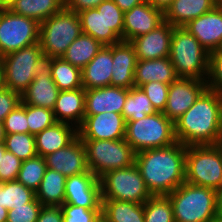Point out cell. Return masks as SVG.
<instances>
[{"mask_svg": "<svg viewBox=\"0 0 222 222\" xmlns=\"http://www.w3.org/2000/svg\"><path fill=\"white\" fill-rule=\"evenodd\" d=\"M104 0H65V8L78 13L85 9L96 8Z\"/></svg>", "mask_w": 222, "mask_h": 222, "instance_id": "c3c4849f", "label": "cell"}, {"mask_svg": "<svg viewBox=\"0 0 222 222\" xmlns=\"http://www.w3.org/2000/svg\"><path fill=\"white\" fill-rule=\"evenodd\" d=\"M218 4L219 0H173L164 12V21L174 27H183Z\"/></svg>", "mask_w": 222, "mask_h": 222, "instance_id": "484cf974", "label": "cell"}, {"mask_svg": "<svg viewBox=\"0 0 222 222\" xmlns=\"http://www.w3.org/2000/svg\"><path fill=\"white\" fill-rule=\"evenodd\" d=\"M86 150L88 169L101 178L105 173L135 163V152L125 139L82 140Z\"/></svg>", "mask_w": 222, "mask_h": 222, "instance_id": "ba28073f", "label": "cell"}, {"mask_svg": "<svg viewBox=\"0 0 222 222\" xmlns=\"http://www.w3.org/2000/svg\"><path fill=\"white\" fill-rule=\"evenodd\" d=\"M42 204L35 198L32 202L8 210L7 222H36Z\"/></svg>", "mask_w": 222, "mask_h": 222, "instance_id": "b9f144b4", "label": "cell"}, {"mask_svg": "<svg viewBox=\"0 0 222 222\" xmlns=\"http://www.w3.org/2000/svg\"><path fill=\"white\" fill-rule=\"evenodd\" d=\"M112 45L103 46L97 55L81 70L85 90L110 86L112 76Z\"/></svg>", "mask_w": 222, "mask_h": 222, "instance_id": "603a6c76", "label": "cell"}, {"mask_svg": "<svg viewBox=\"0 0 222 222\" xmlns=\"http://www.w3.org/2000/svg\"><path fill=\"white\" fill-rule=\"evenodd\" d=\"M106 33H116L123 41L124 12L113 0H105Z\"/></svg>", "mask_w": 222, "mask_h": 222, "instance_id": "7bdbcfd3", "label": "cell"}, {"mask_svg": "<svg viewBox=\"0 0 222 222\" xmlns=\"http://www.w3.org/2000/svg\"><path fill=\"white\" fill-rule=\"evenodd\" d=\"M184 27L206 51H216L222 43V6L216 5L209 12L190 20Z\"/></svg>", "mask_w": 222, "mask_h": 222, "instance_id": "2e32d148", "label": "cell"}, {"mask_svg": "<svg viewBox=\"0 0 222 222\" xmlns=\"http://www.w3.org/2000/svg\"><path fill=\"white\" fill-rule=\"evenodd\" d=\"M102 222H144V204L102 199Z\"/></svg>", "mask_w": 222, "mask_h": 222, "instance_id": "f1b7e54d", "label": "cell"}, {"mask_svg": "<svg viewBox=\"0 0 222 222\" xmlns=\"http://www.w3.org/2000/svg\"><path fill=\"white\" fill-rule=\"evenodd\" d=\"M212 222H222V216H219L216 214V217L214 218Z\"/></svg>", "mask_w": 222, "mask_h": 222, "instance_id": "91938a15", "label": "cell"}, {"mask_svg": "<svg viewBox=\"0 0 222 222\" xmlns=\"http://www.w3.org/2000/svg\"><path fill=\"white\" fill-rule=\"evenodd\" d=\"M174 26L164 21L156 29L147 34L136 37L130 41L139 60H153L169 57L171 35Z\"/></svg>", "mask_w": 222, "mask_h": 222, "instance_id": "ac0fdd59", "label": "cell"}, {"mask_svg": "<svg viewBox=\"0 0 222 222\" xmlns=\"http://www.w3.org/2000/svg\"><path fill=\"white\" fill-rule=\"evenodd\" d=\"M83 34L92 36L103 46H110L121 42L116 33H106L105 0L96 8L78 12Z\"/></svg>", "mask_w": 222, "mask_h": 222, "instance_id": "4316f807", "label": "cell"}, {"mask_svg": "<svg viewBox=\"0 0 222 222\" xmlns=\"http://www.w3.org/2000/svg\"><path fill=\"white\" fill-rule=\"evenodd\" d=\"M78 136V129L68 123L56 122L35 135L36 152L45 157L66 147Z\"/></svg>", "mask_w": 222, "mask_h": 222, "instance_id": "cb8c5ba5", "label": "cell"}, {"mask_svg": "<svg viewBox=\"0 0 222 222\" xmlns=\"http://www.w3.org/2000/svg\"><path fill=\"white\" fill-rule=\"evenodd\" d=\"M35 192L19 181L0 182V206L7 210L32 202Z\"/></svg>", "mask_w": 222, "mask_h": 222, "instance_id": "836d02e7", "label": "cell"}, {"mask_svg": "<svg viewBox=\"0 0 222 222\" xmlns=\"http://www.w3.org/2000/svg\"><path fill=\"white\" fill-rule=\"evenodd\" d=\"M217 215L222 216V187L216 190Z\"/></svg>", "mask_w": 222, "mask_h": 222, "instance_id": "816d5d0a", "label": "cell"}, {"mask_svg": "<svg viewBox=\"0 0 222 222\" xmlns=\"http://www.w3.org/2000/svg\"><path fill=\"white\" fill-rule=\"evenodd\" d=\"M5 151H6V148H5L4 142H0V161H1L2 156L4 155Z\"/></svg>", "mask_w": 222, "mask_h": 222, "instance_id": "6f0895ef", "label": "cell"}, {"mask_svg": "<svg viewBox=\"0 0 222 222\" xmlns=\"http://www.w3.org/2000/svg\"><path fill=\"white\" fill-rule=\"evenodd\" d=\"M164 22V12L153 7L148 2L134 6L124 12L123 41L147 34Z\"/></svg>", "mask_w": 222, "mask_h": 222, "instance_id": "e0dca14e", "label": "cell"}, {"mask_svg": "<svg viewBox=\"0 0 222 222\" xmlns=\"http://www.w3.org/2000/svg\"><path fill=\"white\" fill-rule=\"evenodd\" d=\"M154 113L156 110L144 91L138 87L130 88L122 109L124 120H139Z\"/></svg>", "mask_w": 222, "mask_h": 222, "instance_id": "d6a6232c", "label": "cell"}, {"mask_svg": "<svg viewBox=\"0 0 222 222\" xmlns=\"http://www.w3.org/2000/svg\"><path fill=\"white\" fill-rule=\"evenodd\" d=\"M103 45L92 36L81 33L67 48L62 58L81 70L97 55Z\"/></svg>", "mask_w": 222, "mask_h": 222, "instance_id": "4dcf8cb0", "label": "cell"}, {"mask_svg": "<svg viewBox=\"0 0 222 222\" xmlns=\"http://www.w3.org/2000/svg\"><path fill=\"white\" fill-rule=\"evenodd\" d=\"M174 133L184 146L214 145L222 135V95L207 88L174 122Z\"/></svg>", "mask_w": 222, "mask_h": 222, "instance_id": "7a4b0ae2", "label": "cell"}, {"mask_svg": "<svg viewBox=\"0 0 222 222\" xmlns=\"http://www.w3.org/2000/svg\"><path fill=\"white\" fill-rule=\"evenodd\" d=\"M169 59L178 77L207 81L210 53L184 26L174 27Z\"/></svg>", "mask_w": 222, "mask_h": 222, "instance_id": "3957f363", "label": "cell"}, {"mask_svg": "<svg viewBox=\"0 0 222 222\" xmlns=\"http://www.w3.org/2000/svg\"><path fill=\"white\" fill-rule=\"evenodd\" d=\"M125 128L126 121L119 113L85 115L78 136L81 140H120L125 138Z\"/></svg>", "mask_w": 222, "mask_h": 222, "instance_id": "5bb4252c", "label": "cell"}, {"mask_svg": "<svg viewBox=\"0 0 222 222\" xmlns=\"http://www.w3.org/2000/svg\"><path fill=\"white\" fill-rule=\"evenodd\" d=\"M206 89L207 81L178 77L169 86L163 114L174 123Z\"/></svg>", "mask_w": 222, "mask_h": 222, "instance_id": "7c38bea8", "label": "cell"}, {"mask_svg": "<svg viewBox=\"0 0 222 222\" xmlns=\"http://www.w3.org/2000/svg\"><path fill=\"white\" fill-rule=\"evenodd\" d=\"M3 86V76H2V62L0 59V87Z\"/></svg>", "mask_w": 222, "mask_h": 222, "instance_id": "680465c9", "label": "cell"}, {"mask_svg": "<svg viewBox=\"0 0 222 222\" xmlns=\"http://www.w3.org/2000/svg\"><path fill=\"white\" fill-rule=\"evenodd\" d=\"M144 222H174L173 208L166 195L151 196L144 203Z\"/></svg>", "mask_w": 222, "mask_h": 222, "instance_id": "8d00e7d4", "label": "cell"}, {"mask_svg": "<svg viewBox=\"0 0 222 222\" xmlns=\"http://www.w3.org/2000/svg\"><path fill=\"white\" fill-rule=\"evenodd\" d=\"M129 89L106 86L85 90V115H96L104 112L122 114Z\"/></svg>", "mask_w": 222, "mask_h": 222, "instance_id": "ffe728a7", "label": "cell"}, {"mask_svg": "<svg viewBox=\"0 0 222 222\" xmlns=\"http://www.w3.org/2000/svg\"><path fill=\"white\" fill-rule=\"evenodd\" d=\"M66 179L63 174L47 168L35 192L36 199L42 205L61 206L65 200Z\"/></svg>", "mask_w": 222, "mask_h": 222, "instance_id": "f546056e", "label": "cell"}, {"mask_svg": "<svg viewBox=\"0 0 222 222\" xmlns=\"http://www.w3.org/2000/svg\"><path fill=\"white\" fill-rule=\"evenodd\" d=\"M99 180L101 199L144 204L152 196L135 163L125 168L109 171Z\"/></svg>", "mask_w": 222, "mask_h": 222, "instance_id": "30bf717a", "label": "cell"}, {"mask_svg": "<svg viewBox=\"0 0 222 222\" xmlns=\"http://www.w3.org/2000/svg\"><path fill=\"white\" fill-rule=\"evenodd\" d=\"M5 148L22 161L37 156L35 135L30 133L6 134Z\"/></svg>", "mask_w": 222, "mask_h": 222, "instance_id": "d590c367", "label": "cell"}, {"mask_svg": "<svg viewBox=\"0 0 222 222\" xmlns=\"http://www.w3.org/2000/svg\"><path fill=\"white\" fill-rule=\"evenodd\" d=\"M39 27L40 24L32 18L0 8V58L39 43Z\"/></svg>", "mask_w": 222, "mask_h": 222, "instance_id": "8fae6325", "label": "cell"}, {"mask_svg": "<svg viewBox=\"0 0 222 222\" xmlns=\"http://www.w3.org/2000/svg\"><path fill=\"white\" fill-rule=\"evenodd\" d=\"M112 76L110 86L130 89L135 87L136 51L130 42L121 41L112 45Z\"/></svg>", "mask_w": 222, "mask_h": 222, "instance_id": "44dd1931", "label": "cell"}, {"mask_svg": "<svg viewBox=\"0 0 222 222\" xmlns=\"http://www.w3.org/2000/svg\"><path fill=\"white\" fill-rule=\"evenodd\" d=\"M113 1L123 12H126L131 10L134 6L145 2L146 0H113Z\"/></svg>", "mask_w": 222, "mask_h": 222, "instance_id": "681fc988", "label": "cell"}, {"mask_svg": "<svg viewBox=\"0 0 222 222\" xmlns=\"http://www.w3.org/2000/svg\"><path fill=\"white\" fill-rule=\"evenodd\" d=\"M64 204L102 209L101 183L90 170L69 176L65 183Z\"/></svg>", "mask_w": 222, "mask_h": 222, "instance_id": "4fadbf2b", "label": "cell"}, {"mask_svg": "<svg viewBox=\"0 0 222 222\" xmlns=\"http://www.w3.org/2000/svg\"><path fill=\"white\" fill-rule=\"evenodd\" d=\"M186 146L180 142L135 154L147 190L152 196L168 195L185 182Z\"/></svg>", "mask_w": 222, "mask_h": 222, "instance_id": "6da1fadb", "label": "cell"}, {"mask_svg": "<svg viewBox=\"0 0 222 222\" xmlns=\"http://www.w3.org/2000/svg\"><path fill=\"white\" fill-rule=\"evenodd\" d=\"M146 2L165 12V10L172 4L173 0H146Z\"/></svg>", "mask_w": 222, "mask_h": 222, "instance_id": "f907efd6", "label": "cell"}, {"mask_svg": "<svg viewBox=\"0 0 222 222\" xmlns=\"http://www.w3.org/2000/svg\"><path fill=\"white\" fill-rule=\"evenodd\" d=\"M216 148L218 149L221 159H222V135L219 137V139L214 144Z\"/></svg>", "mask_w": 222, "mask_h": 222, "instance_id": "db71d44e", "label": "cell"}, {"mask_svg": "<svg viewBox=\"0 0 222 222\" xmlns=\"http://www.w3.org/2000/svg\"><path fill=\"white\" fill-rule=\"evenodd\" d=\"M178 78L175 68L169 57L151 60L137 59L134 85L140 88L142 85L149 82H162L171 84Z\"/></svg>", "mask_w": 222, "mask_h": 222, "instance_id": "d4e9b609", "label": "cell"}, {"mask_svg": "<svg viewBox=\"0 0 222 222\" xmlns=\"http://www.w3.org/2000/svg\"><path fill=\"white\" fill-rule=\"evenodd\" d=\"M5 137H6V133L3 126V122H0V142H4Z\"/></svg>", "mask_w": 222, "mask_h": 222, "instance_id": "11a10c76", "label": "cell"}, {"mask_svg": "<svg viewBox=\"0 0 222 222\" xmlns=\"http://www.w3.org/2000/svg\"><path fill=\"white\" fill-rule=\"evenodd\" d=\"M44 158L47 168L57 171L66 177L89 171L86 150L79 136L66 147L50 153Z\"/></svg>", "mask_w": 222, "mask_h": 222, "instance_id": "9a60e30c", "label": "cell"}, {"mask_svg": "<svg viewBox=\"0 0 222 222\" xmlns=\"http://www.w3.org/2000/svg\"><path fill=\"white\" fill-rule=\"evenodd\" d=\"M3 86L20 95L33 81L37 70L45 63L39 43L2 56Z\"/></svg>", "mask_w": 222, "mask_h": 222, "instance_id": "52a82bcc", "label": "cell"}, {"mask_svg": "<svg viewBox=\"0 0 222 222\" xmlns=\"http://www.w3.org/2000/svg\"><path fill=\"white\" fill-rule=\"evenodd\" d=\"M26 116L29 133L33 135L40 133L57 122L53 110L39 106L26 104Z\"/></svg>", "mask_w": 222, "mask_h": 222, "instance_id": "74e56055", "label": "cell"}, {"mask_svg": "<svg viewBox=\"0 0 222 222\" xmlns=\"http://www.w3.org/2000/svg\"><path fill=\"white\" fill-rule=\"evenodd\" d=\"M22 160L13 153L5 151L0 161V182H9L17 179Z\"/></svg>", "mask_w": 222, "mask_h": 222, "instance_id": "f6af8a7d", "label": "cell"}, {"mask_svg": "<svg viewBox=\"0 0 222 222\" xmlns=\"http://www.w3.org/2000/svg\"><path fill=\"white\" fill-rule=\"evenodd\" d=\"M49 65L45 62L37 70L33 81L21 94V102L53 110L59 93Z\"/></svg>", "mask_w": 222, "mask_h": 222, "instance_id": "d6986e66", "label": "cell"}, {"mask_svg": "<svg viewBox=\"0 0 222 222\" xmlns=\"http://www.w3.org/2000/svg\"><path fill=\"white\" fill-rule=\"evenodd\" d=\"M124 139L135 153L168 147L177 142L174 123L163 112H156L139 120H127Z\"/></svg>", "mask_w": 222, "mask_h": 222, "instance_id": "8992f818", "label": "cell"}, {"mask_svg": "<svg viewBox=\"0 0 222 222\" xmlns=\"http://www.w3.org/2000/svg\"><path fill=\"white\" fill-rule=\"evenodd\" d=\"M3 126L6 134L29 133L26 104L20 102L5 118Z\"/></svg>", "mask_w": 222, "mask_h": 222, "instance_id": "ab89813d", "label": "cell"}, {"mask_svg": "<svg viewBox=\"0 0 222 222\" xmlns=\"http://www.w3.org/2000/svg\"><path fill=\"white\" fill-rule=\"evenodd\" d=\"M185 182L215 190L222 187V159L215 145L186 146Z\"/></svg>", "mask_w": 222, "mask_h": 222, "instance_id": "9c48e42d", "label": "cell"}, {"mask_svg": "<svg viewBox=\"0 0 222 222\" xmlns=\"http://www.w3.org/2000/svg\"><path fill=\"white\" fill-rule=\"evenodd\" d=\"M207 88L222 95V52L210 53Z\"/></svg>", "mask_w": 222, "mask_h": 222, "instance_id": "ee69618b", "label": "cell"}, {"mask_svg": "<svg viewBox=\"0 0 222 222\" xmlns=\"http://www.w3.org/2000/svg\"><path fill=\"white\" fill-rule=\"evenodd\" d=\"M63 222H102V209L62 204Z\"/></svg>", "mask_w": 222, "mask_h": 222, "instance_id": "f35d334b", "label": "cell"}, {"mask_svg": "<svg viewBox=\"0 0 222 222\" xmlns=\"http://www.w3.org/2000/svg\"><path fill=\"white\" fill-rule=\"evenodd\" d=\"M51 70L54 83L60 91L83 87L81 69L61 58L45 59Z\"/></svg>", "mask_w": 222, "mask_h": 222, "instance_id": "1f68e13d", "label": "cell"}, {"mask_svg": "<svg viewBox=\"0 0 222 222\" xmlns=\"http://www.w3.org/2000/svg\"><path fill=\"white\" fill-rule=\"evenodd\" d=\"M46 170L45 158L37 155L31 159L22 161L16 180L36 192Z\"/></svg>", "mask_w": 222, "mask_h": 222, "instance_id": "e575fe53", "label": "cell"}, {"mask_svg": "<svg viewBox=\"0 0 222 222\" xmlns=\"http://www.w3.org/2000/svg\"><path fill=\"white\" fill-rule=\"evenodd\" d=\"M64 7L63 0H14L6 8L14 14L32 18L40 24Z\"/></svg>", "mask_w": 222, "mask_h": 222, "instance_id": "83f0119b", "label": "cell"}, {"mask_svg": "<svg viewBox=\"0 0 222 222\" xmlns=\"http://www.w3.org/2000/svg\"><path fill=\"white\" fill-rule=\"evenodd\" d=\"M214 52H222V43H221L220 47Z\"/></svg>", "mask_w": 222, "mask_h": 222, "instance_id": "94428289", "label": "cell"}, {"mask_svg": "<svg viewBox=\"0 0 222 222\" xmlns=\"http://www.w3.org/2000/svg\"><path fill=\"white\" fill-rule=\"evenodd\" d=\"M173 208L174 222H212L216 217V190L182 183L166 195Z\"/></svg>", "mask_w": 222, "mask_h": 222, "instance_id": "277c9868", "label": "cell"}, {"mask_svg": "<svg viewBox=\"0 0 222 222\" xmlns=\"http://www.w3.org/2000/svg\"><path fill=\"white\" fill-rule=\"evenodd\" d=\"M21 102V95L4 86L0 87V122Z\"/></svg>", "mask_w": 222, "mask_h": 222, "instance_id": "bcb514c9", "label": "cell"}, {"mask_svg": "<svg viewBox=\"0 0 222 222\" xmlns=\"http://www.w3.org/2000/svg\"><path fill=\"white\" fill-rule=\"evenodd\" d=\"M53 112L57 122L68 123L78 129L85 116V89L59 91Z\"/></svg>", "mask_w": 222, "mask_h": 222, "instance_id": "7402d4cb", "label": "cell"}, {"mask_svg": "<svg viewBox=\"0 0 222 222\" xmlns=\"http://www.w3.org/2000/svg\"><path fill=\"white\" fill-rule=\"evenodd\" d=\"M8 210L3 206H0V222H7Z\"/></svg>", "mask_w": 222, "mask_h": 222, "instance_id": "f5cc1de1", "label": "cell"}, {"mask_svg": "<svg viewBox=\"0 0 222 222\" xmlns=\"http://www.w3.org/2000/svg\"><path fill=\"white\" fill-rule=\"evenodd\" d=\"M36 222H63L61 207L43 205Z\"/></svg>", "mask_w": 222, "mask_h": 222, "instance_id": "7dc6e473", "label": "cell"}, {"mask_svg": "<svg viewBox=\"0 0 222 222\" xmlns=\"http://www.w3.org/2000/svg\"><path fill=\"white\" fill-rule=\"evenodd\" d=\"M82 33L78 13L65 7L40 23L39 44L45 59L61 58Z\"/></svg>", "mask_w": 222, "mask_h": 222, "instance_id": "5b68a950", "label": "cell"}, {"mask_svg": "<svg viewBox=\"0 0 222 222\" xmlns=\"http://www.w3.org/2000/svg\"><path fill=\"white\" fill-rule=\"evenodd\" d=\"M169 86V84L152 81L142 85L140 88L149 98L156 112H163L167 102Z\"/></svg>", "mask_w": 222, "mask_h": 222, "instance_id": "60d3db41", "label": "cell"}, {"mask_svg": "<svg viewBox=\"0 0 222 222\" xmlns=\"http://www.w3.org/2000/svg\"><path fill=\"white\" fill-rule=\"evenodd\" d=\"M14 0H0V8H6L10 5Z\"/></svg>", "mask_w": 222, "mask_h": 222, "instance_id": "9f6ffc18", "label": "cell"}]
</instances>
